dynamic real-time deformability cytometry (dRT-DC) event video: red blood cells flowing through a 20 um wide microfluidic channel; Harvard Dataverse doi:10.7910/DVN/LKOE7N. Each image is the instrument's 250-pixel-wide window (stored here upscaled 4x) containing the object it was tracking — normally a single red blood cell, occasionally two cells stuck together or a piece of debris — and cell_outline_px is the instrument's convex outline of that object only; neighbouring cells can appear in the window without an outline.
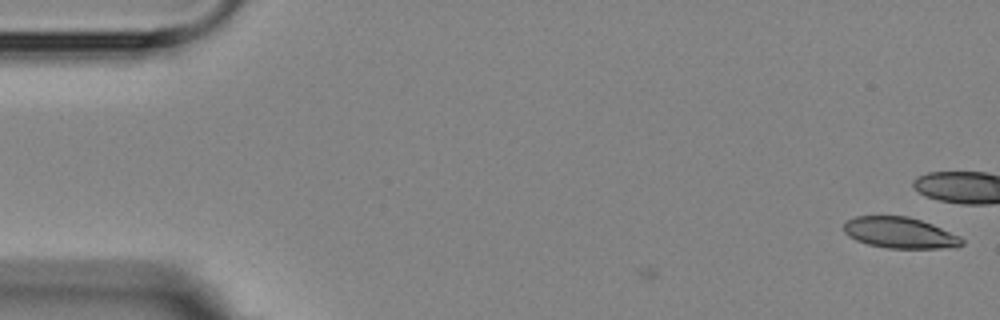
{"species": "Egyptian fruit bat (a non-hibernating species)", "species_latin": "Rousettus aegyptiacus", "temperature_condition": "room temperature", "stored_images_in_passage": 2, "camera_frame_rate_fps": 3000, "um_per_image_px": 0.085, "animal": {"sex": "female"}, "frame": {"image": 1, "passage_image": 2, "time_ms": 1.0, "image_size_px": [1000, 320], "cell_outline_px": [[964, 244], [956, 248], [888, 248], [868, 244], [856, 240], [848, 236], [844, 232], [844, 224], [848, 220], [856, 216], [908, 216], [932, 224], [960, 236], [964, 240]], "centroid_in_image_um": [76.52, 19.79], "position_along_channel_um": 8.5, "area_um2": 21.39}}